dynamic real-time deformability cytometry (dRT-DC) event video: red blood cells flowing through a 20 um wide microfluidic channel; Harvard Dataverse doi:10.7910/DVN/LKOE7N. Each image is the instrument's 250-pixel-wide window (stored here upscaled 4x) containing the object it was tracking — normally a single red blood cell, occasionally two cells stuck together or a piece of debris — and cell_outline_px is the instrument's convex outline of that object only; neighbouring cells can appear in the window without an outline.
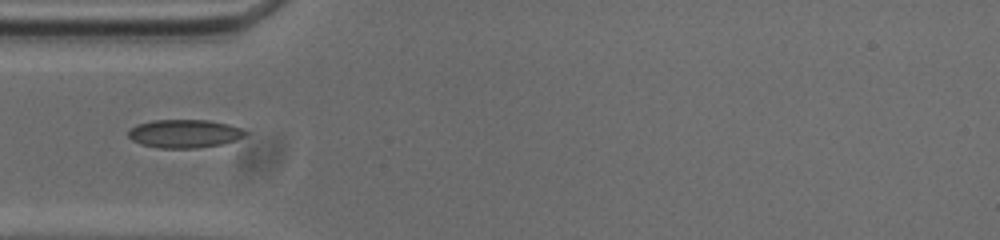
{"species": "common noctule bat (a hibernating species)", "species_latin": "Nyctalus noctula", "temperature_condition": "cold", "stored_images_in_passage": 39, "camera_frame_rate_fps": 3000, "um_per_image_px": 0.085, "animal": {"sex": "male", "body_mass_g": 20.0, "forearm_length_mm": 53.3}, "frame": {"image": 1, "passage_image": 1, "time_ms": 0.0, "image_size_px": [1000, 240], "cell_outline_px": [[248, 132], [244, 136], [236, 140], [224, 144], [196, 148], [160, 148], [140, 144], [132, 140], [128, 136], [128, 132], [136, 124], [152, 120], [208, 120], [228, 124], [240, 128]], "centroid_in_image_um": [15.68, 11.36], "position_along_channel_um": 69.3, "area_um2": 19.36}}
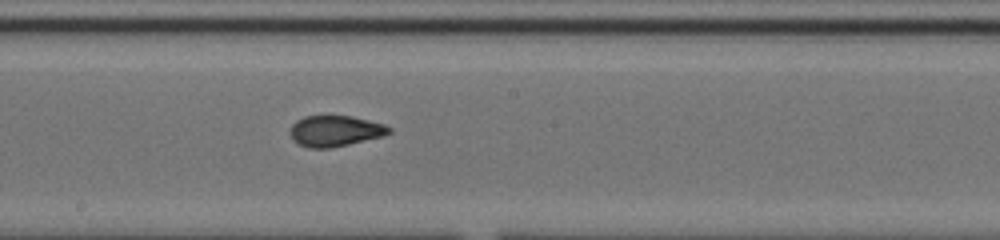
{"frame": {"image": 2, "passage_image": 13, "time_ms": 4.0, "image_size_px": [1000, 240], "cell_outline_px": [[392, 132], [384, 136], [332, 148], [308, 148], [300, 144], [292, 136], [292, 124], [296, 120], [304, 116], [352, 116], [384, 124], [392, 128]], "centroid_in_image_um": [28.55, 11.13], "position_along_channel_um": 219.7, "area_um2": 17.69}}
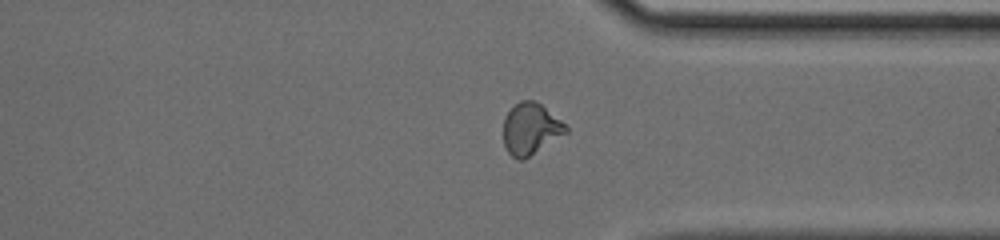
{"frame": {"image": 3, "passage_image": 25, "time_ms": 8.0, "image_size_px": [1000, 240], "cell_outline_px": [[568, 132], [524, 160], [516, 160], [508, 152], [504, 144], [504, 116], [520, 100], [532, 100], [540, 104], [568, 124]], "centroid_in_image_um": [45.12, 10.97], "position_along_channel_um": 366.3, "area_um2": 18.84}}